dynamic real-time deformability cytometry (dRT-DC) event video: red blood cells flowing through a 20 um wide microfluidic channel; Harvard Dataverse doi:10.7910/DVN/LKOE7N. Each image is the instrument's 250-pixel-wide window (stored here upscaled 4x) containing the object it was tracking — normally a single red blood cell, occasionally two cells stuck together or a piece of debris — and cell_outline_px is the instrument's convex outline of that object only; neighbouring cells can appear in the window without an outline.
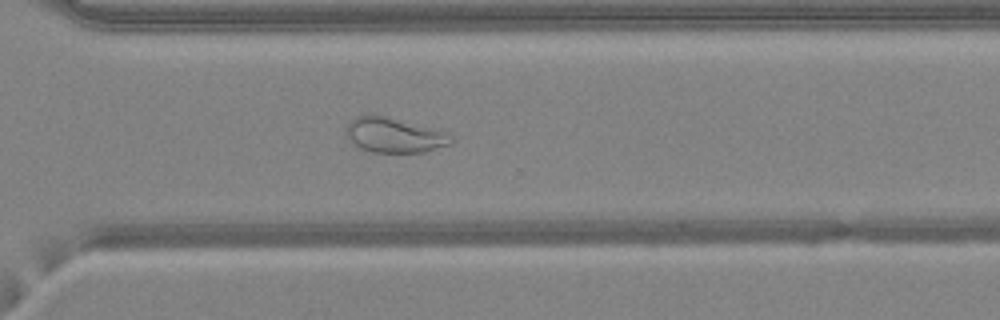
{"species": "common noctule bat (a hibernating species)", "species_latin": "Nyctalus noctula", "temperature_condition": "warm", "stored_images_in_passage": 48, "camera_frame_rate_fps": 3000, "um_per_image_px": 0.085, "animal": {"sex": "female", "body_mass_g": 24.6, "forearm_length_mm": 56.2}, "frame": {"image": 1, "passage_image": 35, "time_ms": 11.333, "image_size_px": [1000, 320], "cell_outline_px": [[456, 140], [452, 144], [424, 152], [372, 152], [360, 148], [352, 144], [348, 140], [344, 132], [348, 124], [356, 116], [368, 112], [372, 112], [440, 128], [448, 132]], "centroid_in_image_um": [33.54, 11.44], "position_along_channel_um": 337.1, "area_um2": 22.54}}
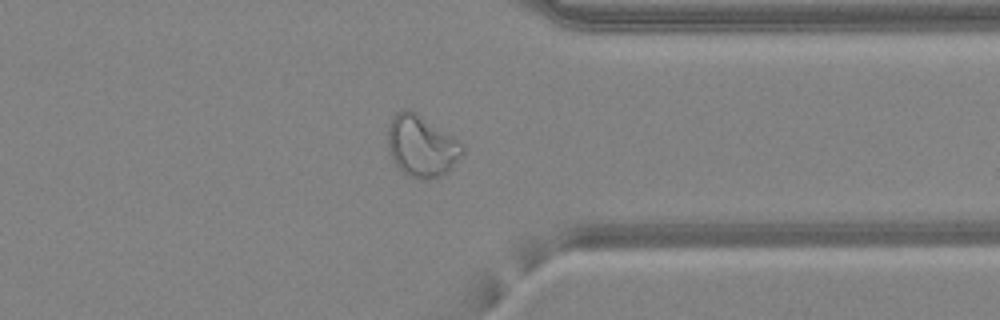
{"frame": {"image": 2, "passage_image": 38, "time_ms": 12.333, "image_size_px": [1000, 320], "cell_outline_px": [[464, 152], [448, 172], [440, 176], [428, 180], [424, 180], [408, 176], [400, 172], [392, 160], [388, 148], [388, 128], [392, 116], [396, 112], [404, 108], [416, 112], [464, 144]], "centroid_in_image_um": [35.81, 12.43], "position_along_channel_um": 375.6, "area_um2": 26.99}}
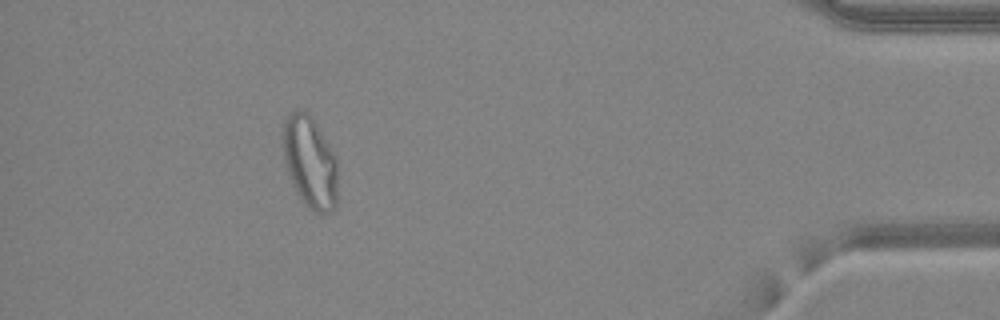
{"frame": {"image": 3, "passage_image": 44, "time_ms": 14.333, "image_size_px": [1000, 320], "cell_outline_px": [[336, 208], [332, 212], [316, 212], [308, 208], [296, 192], [292, 184], [284, 160], [284, 120], [292, 112], [304, 108], [312, 116], [336, 156]], "centroid_in_image_um": [26.36, 13.77], "position_along_channel_um": 408.8, "area_um2": 29.13}, "authors_computed_cell_mechanics": {"area_um2": 28.4087, "velocity_mm_per_s": 4.2659, "shape_relaxation_time_tau1_ms": null, "shape_relaxation_time_tau2_ms": 1.0135, "deformation_change_tau1": null, "deformation_change_tau2": 0.0824}}